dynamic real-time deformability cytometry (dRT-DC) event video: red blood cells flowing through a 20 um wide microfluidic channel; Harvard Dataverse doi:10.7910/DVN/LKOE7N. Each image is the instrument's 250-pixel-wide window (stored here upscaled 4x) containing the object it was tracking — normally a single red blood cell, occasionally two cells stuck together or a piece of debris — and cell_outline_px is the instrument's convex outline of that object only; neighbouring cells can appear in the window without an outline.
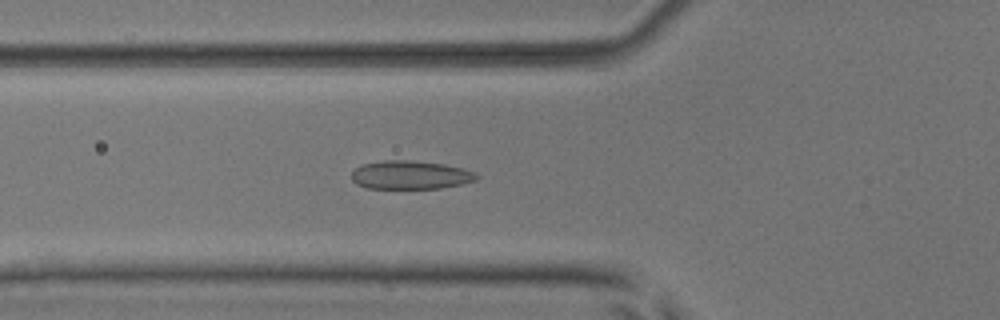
{"species": "common noctule bat (a hibernating species)", "species_latin": "Nyctalus noctula", "temperature_condition": "room temperature", "stored_images_in_passage": 52, "camera_frame_rate_fps": 3000, "um_per_image_px": 0.085, "animal": {"sex": "male", "body_mass_g": 17.9, "forearm_length_mm": 54.2}, "frame": {"image": 1, "passage_image": 19, "time_ms": 6.0, "image_size_px": [1000, 320], "cell_outline_px": [[480, 176], [476, 180], [460, 184], [440, 188], [368, 188], [356, 184], [352, 180], [352, 172], [356, 168], [364, 164], [384, 160], [412, 160], [444, 164], [476, 172]], "centroid_in_image_um": [34.89, 14.87], "position_along_channel_um": 90.9, "area_um2": 20.63}}
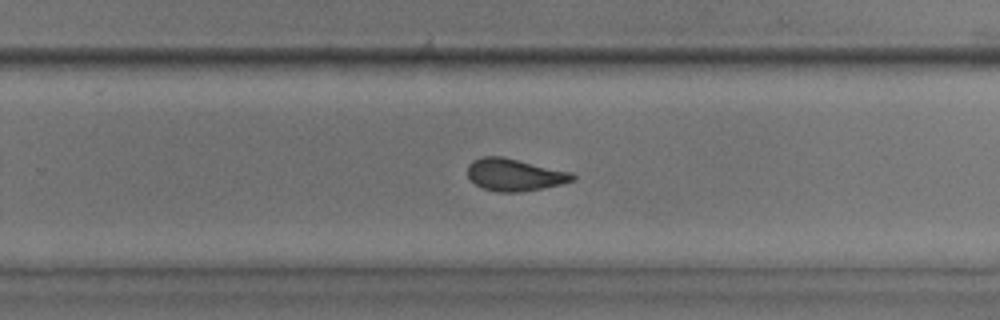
{"frame": {"image": 2, "passage_image": 34, "time_ms": 11.0, "image_size_px": [1000, 320], "cell_outline_px": [[576, 180], [544, 188], [520, 192], [500, 192], [484, 188], [476, 184], [468, 176], [468, 164], [472, 160], [484, 156], [500, 156], [572, 172], [576, 176]], "centroid_in_image_um": [43.76, 14.85], "position_along_channel_um": 286.0, "area_um2": 19.59}}
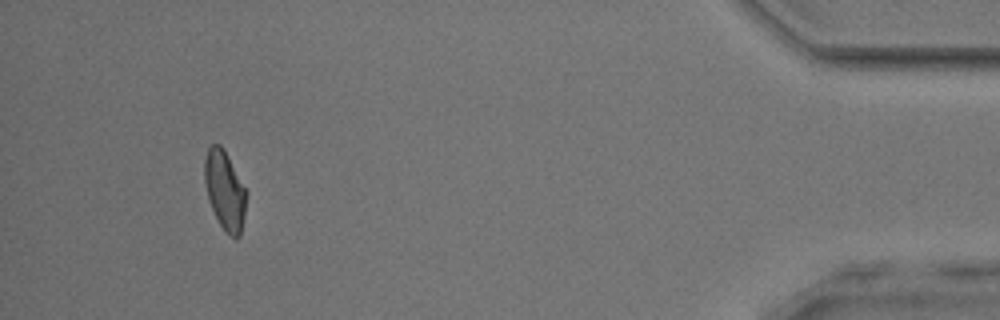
{"frame": {"image": 3, "passage_image": 49, "time_ms": 16.0, "image_size_px": [1000, 320], "cell_outline_px": [[248, 192], [244, 216], [240, 236], [236, 240], [220, 224], [212, 208], [208, 196], [204, 180], [204, 160], [208, 148], [212, 144], [220, 144], [224, 148]], "centroid_in_image_um": [19.13, 16.14], "position_along_channel_um": 416.1, "area_um2": 19.19}, "authors_computed_cell_mechanics": {"area_um2": 20.2878, "velocity_mm_per_s": 3.9097, "shape_relaxation_time_tau1_ms": 9.5076, "shape_relaxation_time_tau2_ms": 1.4611, "deformation_change_tau1": 0.191, "deformation_change_tau2": 0.0679}}